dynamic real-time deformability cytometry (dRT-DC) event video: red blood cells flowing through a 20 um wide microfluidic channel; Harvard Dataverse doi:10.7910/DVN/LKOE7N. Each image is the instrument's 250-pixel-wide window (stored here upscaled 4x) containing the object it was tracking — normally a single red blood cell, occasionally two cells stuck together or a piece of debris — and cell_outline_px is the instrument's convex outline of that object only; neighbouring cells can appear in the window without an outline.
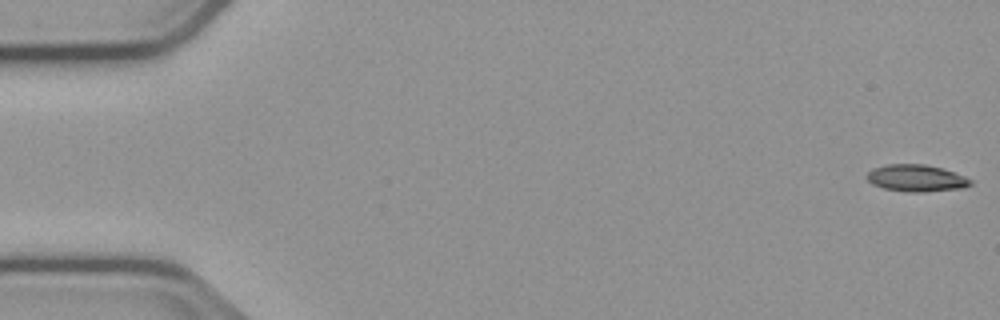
{"species": "common noctule bat (a hibernating species)", "species_latin": "Nyctalus noctula", "temperature_condition": "cold", "stored_images_in_passage": 55, "camera_frame_rate_fps": 3000, "um_per_image_px": 0.085, "animal": {"sex": "male", "body_mass_g": 23.1, "forearm_length_mm": 52.7}, "frame": {"image": 1, "passage_image": 1, "time_ms": 0.0, "image_size_px": [1000, 320], "cell_outline_px": [[972, 184], [964, 188], [924, 192], [912, 192], [884, 188], [872, 184], [864, 176], [872, 168], [888, 164], [924, 164], [940, 168], [964, 176], [972, 180]], "centroid_in_image_um": [77.86, 15.14], "position_along_channel_um": 7.1, "area_um2": 16.18}}
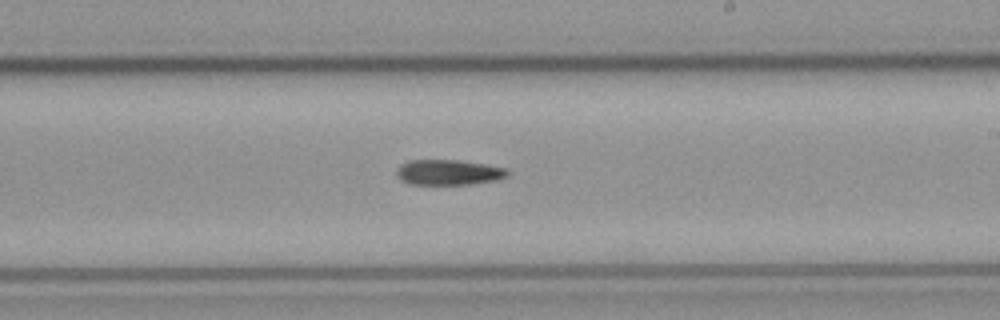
{"frame": {"image": 2, "passage_image": 32, "time_ms": 10.333, "image_size_px": [1000, 320], "cell_outline_px": [[508, 176], [496, 180], [468, 184], [408, 184], [400, 180], [396, 172], [396, 168], [400, 164], [412, 160], [456, 160], [484, 164], [504, 168], [508, 172]], "centroid_in_image_um": [38.07, 14.65], "position_along_channel_um": 250.9, "area_um2": 16.24}}
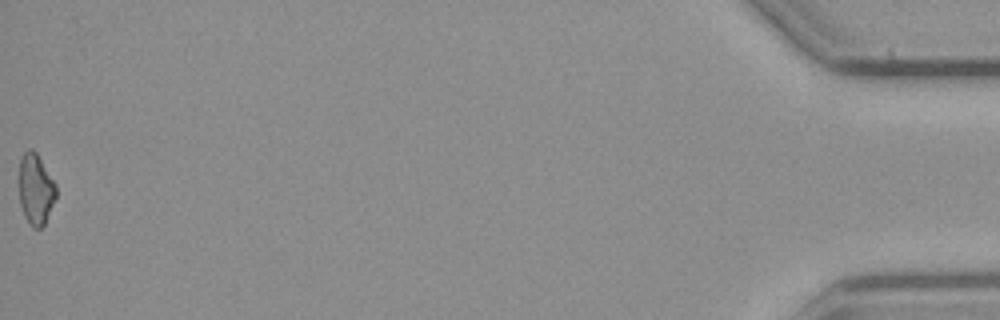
{"frame": {"image": 3, "passage_image": 55, "time_ms": 18.0, "image_size_px": [1000, 320], "cell_outline_px": [[56, 196], [44, 224], [40, 228], [32, 228], [24, 216], [20, 204], [20, 156], [28, 148], [32, 148], [36, 152], [56, 184]], "centroid_in_image_um": [3.03, 16.07], "position_along_channel_um": 432.2, "area_um2": 15.14}}